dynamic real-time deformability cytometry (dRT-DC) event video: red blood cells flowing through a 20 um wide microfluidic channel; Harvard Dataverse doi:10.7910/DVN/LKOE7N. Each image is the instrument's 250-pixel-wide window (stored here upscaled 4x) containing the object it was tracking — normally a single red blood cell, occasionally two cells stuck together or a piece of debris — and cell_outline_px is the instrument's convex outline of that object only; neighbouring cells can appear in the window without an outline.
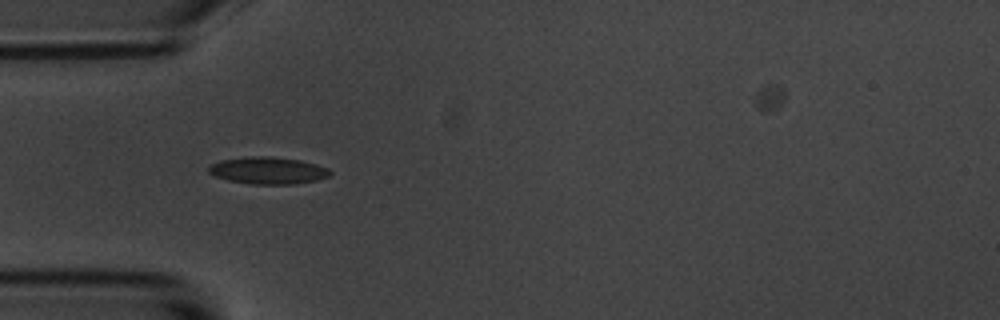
{"species": "common noctule bat (a hibernating species)", "species_latin": "Nyctalus noctula", "temperature_condition": "room temperature", "stored_images_in_passage": 7, "camera_frame_rate_fps": 3000, "um_per_image_px": 0.085, "animal": {"sex": "male", "body_mass_g": 20.1, "forearm_length_mm": 53.5}, "frame": {"image": 1, "passage_image": 6, "time_ms": 6.667, "image_size_px": [1000, 320], "cell_outline_px": [[332, 172], [328, 176], [316, 180], [292, 184], [252, 184], [228, 180], [216, 176], [208, 172], [208, 164], [220, 160], [252, 156], [272, 156], [300, 160], [316, 164], [328, 168]], "centroid_in_image_um": [22.75, 14.48], "position_along_channel_um": 62.2, "area_um2": 19.13}}